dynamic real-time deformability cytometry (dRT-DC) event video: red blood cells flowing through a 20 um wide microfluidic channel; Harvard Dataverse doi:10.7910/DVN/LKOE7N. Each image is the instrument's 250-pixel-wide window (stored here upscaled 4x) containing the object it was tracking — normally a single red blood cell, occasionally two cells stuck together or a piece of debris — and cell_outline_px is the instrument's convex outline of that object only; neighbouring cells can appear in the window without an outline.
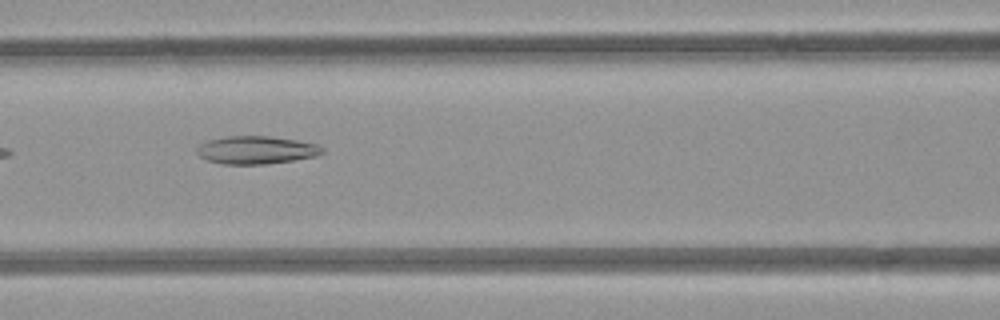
{"species": "common noctule bat (a hibernating species)", "species_latin": "Nyctalus noctula", "temperature_condition": "room temperature", "stored_images_in_passage": 8, "camera_frame_rate_fps": 3000, "um_per_image_px": 0.085, "animal": {"sex": "female", "body_mass_g": 21.9}, "frame": {"image": 1, "passage_image": 6, "time_ms": 5.667, "image_size_px": [1000, 320], "cell_outline_px": [[324, 152], [312, 156], [292, 160], [264, 164], [224, 164], [208, 160], [200, 156], [196, 152], [196, 148], [200, 144], [208, 140], [228, 136], [268, 136], [296, 140], [316, 144], [324, 148]], "centroid_in_image_um": [21.74, 12.74], "position_along_channel_um": 144.9, "area_um2": 20.11}}
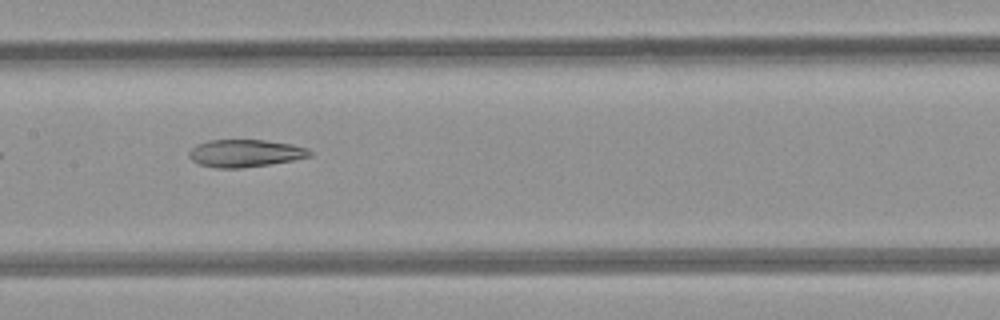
{"frame": {"image": 2, "passage_image": 7, "time_ms": 6.667, "image_size_px": [1000, 320], "cell_outline_px": [[312, 156], [292, 160], [244, 168], [216, 168], [200, 164], [192, 160], [188, 156], [188, 152], [196, 144], [208, 140], [264, 140], [292, 144], [308, 148], [312, 152]], "centroid_in_image_um": [20.83, 13.02], "position_along_channel_um": 186.6, "area_um2": 19.36}}
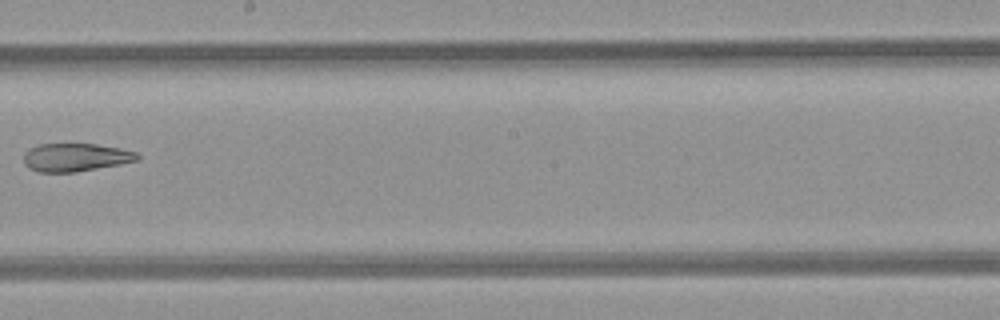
{"frame": {"image": 3, "passage_image": 8, "time_ms": 8.0, "image_size_px": [1000, 320], "cell_outline_px": [[140, 160], [120, 164], [76, 172], [40, 172], [28, 168], [24, 164], [24, 152], [28, 148], [40, 144], [96, 144], [120, 148], [136, 152], [140, 156]], "centroid_in_image_um": [6.41, 13.37], "position_along_channel_um": 241.8, "area_um2": 18.73}}